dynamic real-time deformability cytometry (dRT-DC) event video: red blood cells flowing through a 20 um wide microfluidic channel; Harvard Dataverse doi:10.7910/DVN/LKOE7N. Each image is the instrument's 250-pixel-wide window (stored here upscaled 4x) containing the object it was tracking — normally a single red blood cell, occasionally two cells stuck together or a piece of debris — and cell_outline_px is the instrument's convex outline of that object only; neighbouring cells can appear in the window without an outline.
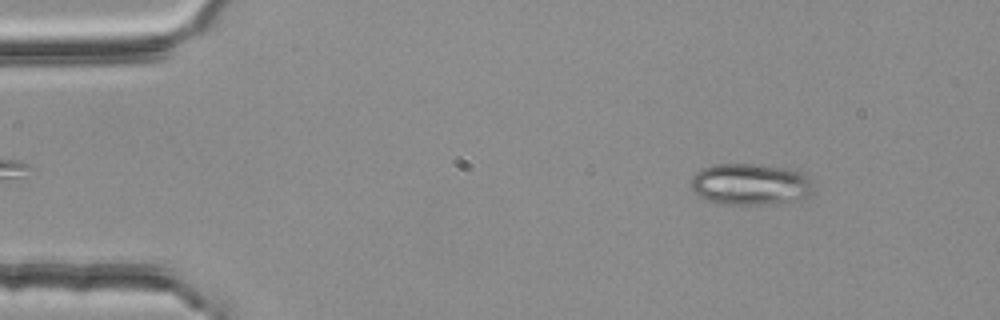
{"species": "common noctule bat (a hibernating species)", "species_latin": "Nyctalus noctula", "temperature_condition": "room temperature", "stored_images_in_passage": 54, "camera_frame_rate_fps": 3000, "um_per_image_px": 0.085, "animal": {"sex": "female", "body_mass_g": 25.1}, "frame": {"image": 1, "passage_image": 7, "time_ms": 2.0, "image_size_px": [1000, 320], "cell_outline_px": [[812, 180], [808, 196], [800, 200], [768, 204], [724, 204], [708, 200], [692, 192], [692, 176], [700, 168], [716, 164], [756, 164], [796, 168], [804, 172]], "centroid_in_image_um": [63.8, 15.64], "position_along_channel_um": 21.2, "area_um2": 29.94}}
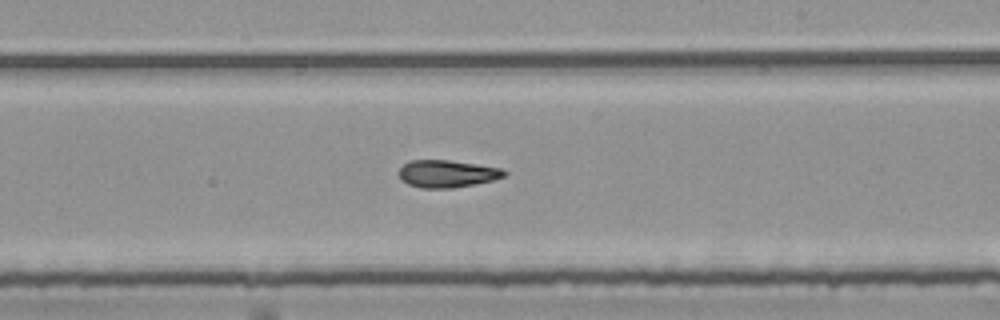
{"frame": {"image": 2, "passage_image": 32, "time_ms": 10.333, "image_size_px": [1000, 320], "cell_outline_px": [[508, 172], [504, 176], [492, 180], [452, 188], [420, 188], [408, 184], [400, 180], [400, 168], [408, 160], [448, 160], [476, 164], [500, 168]], "centroid_in_image_um": [37.97, 14.76], "position_along_channel_um": 251.0, "area_um2": 16.65}}
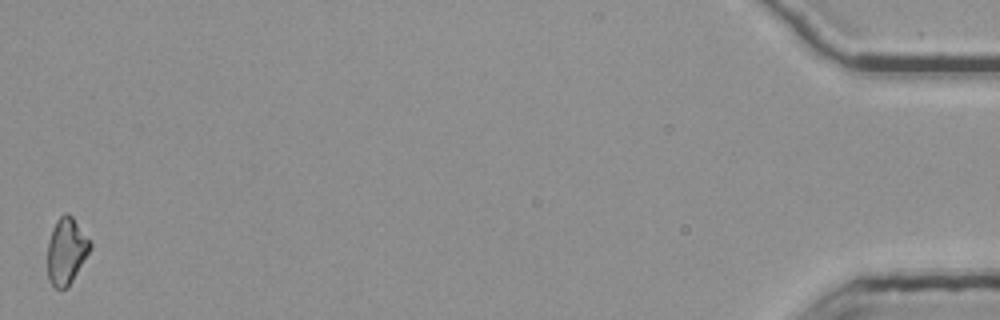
{"frame": {"image": 3, "passage_image": 54, "time_ms": 17.667, "image_size_px": [1000, 320], "cell_outline_px": [[92, 248], [68, 288], [56, 288], [48, 280], [48, 244], [52, 228], [56, 220], [64, 212], [68, 212], [72, 216], [92, 240]], "centroid_in_image_um": [5.67, 21.31], "position_along_channel_um": 429.5, "area_um2": 16.82}, "authors_computed_cell_mechanics": {"area_um2": 16.9932, "velocity_mm_per_s": 3.7823, "shape_relaxation_time_tau1_ms": null, "shape_relaxation_time_tau2_ms": 5.6278, "deformation_change_tau1": null, "deformation_change_tau2": 0.1473}}